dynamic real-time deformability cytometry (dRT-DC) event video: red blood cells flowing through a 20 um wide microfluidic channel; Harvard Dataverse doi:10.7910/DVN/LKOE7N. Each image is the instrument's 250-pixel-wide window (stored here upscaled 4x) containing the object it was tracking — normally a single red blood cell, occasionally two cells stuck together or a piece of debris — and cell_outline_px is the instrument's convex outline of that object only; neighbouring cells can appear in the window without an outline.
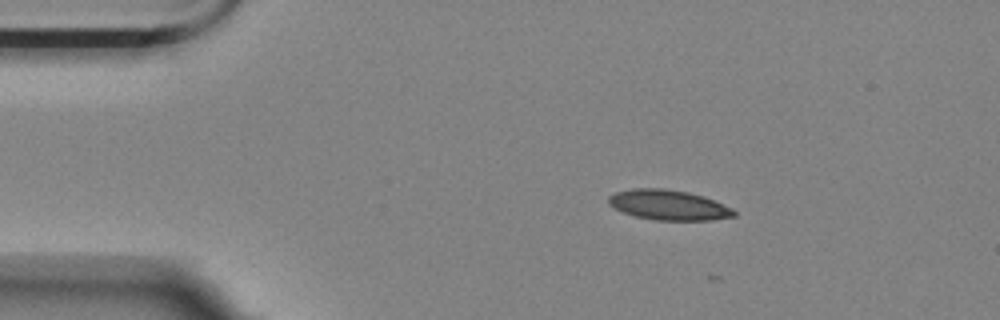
{"species": "Egyptian fruit bat (a non-hibernating species)", "species_latin": "Rousettus aegyptiacus", "temperature_condition": "room temperature", "stored_images_in_passage": 7, "camera_frame_rate_fps": 3000, "um_per_image_px": 0.085, "animal": {"sex": "female"}, "frame": {"image": 1, "passage_image": 1, "time_ms": 0.0, "image_size_px": [1000, 320], "cell_outline_px": [[736, 216], [712, 220], [656, 220], [636, 216], [624, 212], [608, 204], [608, 196], [616, 192], [632, 188], [664, 188], [688, 192], [704, 196], [732, 208], [736, 212]], "centroid_in_image_um": [56.84, 17.42], "position_along_channel_um": 28.2, "area_um2": 21.96}}